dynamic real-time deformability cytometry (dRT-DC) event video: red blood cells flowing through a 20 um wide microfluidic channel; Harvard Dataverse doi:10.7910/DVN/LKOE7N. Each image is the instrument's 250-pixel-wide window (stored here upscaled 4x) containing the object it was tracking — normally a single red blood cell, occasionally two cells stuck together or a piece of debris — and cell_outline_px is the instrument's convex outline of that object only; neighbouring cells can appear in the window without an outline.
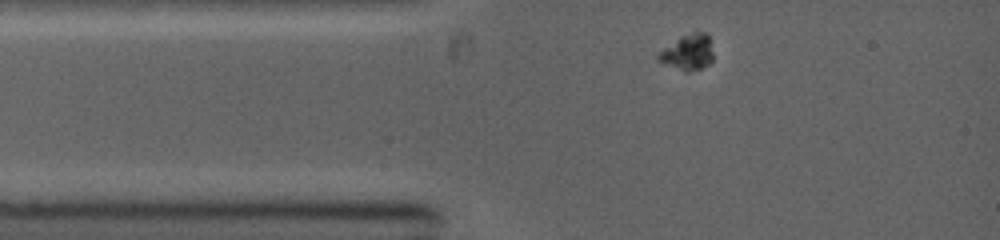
{"species": "common noctule bat (a hibernating species)", "species_latin": "Nyctalus noctula", "temperature_condition": "warm", "stored_images_in_passage": 2, "camera_frame_rate_fps": 5000, "um_per_image_px": 0.085, "animal": {"sex": "female", "body_mass_g": 19.0, "forearm_length_mm": 53.3}, "frame": {"image": 1, "passage_image": 1, "time_ms": 0.0, "image_size_px": [1000, 240], "cell_outline_px": [[712, 60], [708, 64], [700, 68], [688, 72], [684, 72], [656, 60], [656, 56], [664, 48], [680, 36], [696, 28], [704, 32], [708, 36], [712, 52]], "centroid_in_image_um": [58.45, 4.41], "position_along_channel_um": 26.6, "area_um2": 11.56}}